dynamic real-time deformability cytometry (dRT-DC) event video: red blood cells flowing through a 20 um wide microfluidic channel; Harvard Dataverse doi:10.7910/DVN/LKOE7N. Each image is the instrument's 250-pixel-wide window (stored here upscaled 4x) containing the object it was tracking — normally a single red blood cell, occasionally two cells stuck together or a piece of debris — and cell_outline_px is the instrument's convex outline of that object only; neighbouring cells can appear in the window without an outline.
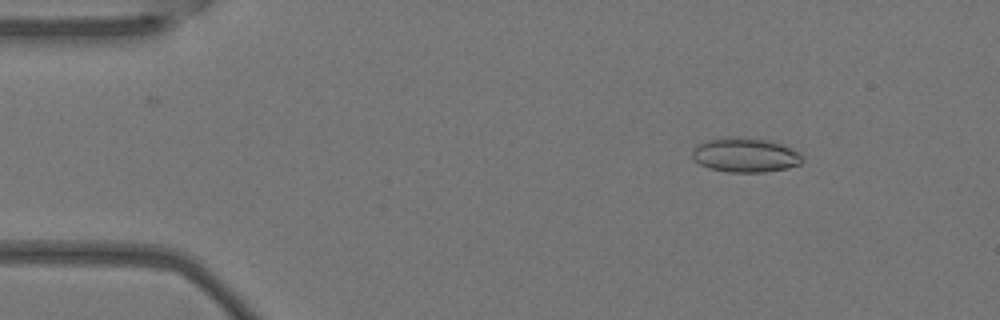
{"species": "Egyptian fruit bat (a non-hibernating species)", "species_latin": "Rousettus aegyptiacus", "temperature_condition": "warm", "stored_images_in_passage": 5, "camera_frame_rate_fps": 3000, "um_per_image_px": 0.085, "animal": {"sex": "female"}, "frame": {"image": 1, "passage_image": 2, "time_ms": 0.333, "image_size_px": [1000, 320], "cell_outline_px": [[804, 160], [800, 164], [788, 168], [764, 172], [728, 172], [708, 168], [700, 164], [692, 156], [692, 148], [696, 144], [704, 140], [740, 136], [748, 136], [768, 140], [792, 148], [800, 152]], "centroid_in_image_um": [63.35, 13.16], "position_along_channel_um": 21.7, "area_um2": 22.43}}